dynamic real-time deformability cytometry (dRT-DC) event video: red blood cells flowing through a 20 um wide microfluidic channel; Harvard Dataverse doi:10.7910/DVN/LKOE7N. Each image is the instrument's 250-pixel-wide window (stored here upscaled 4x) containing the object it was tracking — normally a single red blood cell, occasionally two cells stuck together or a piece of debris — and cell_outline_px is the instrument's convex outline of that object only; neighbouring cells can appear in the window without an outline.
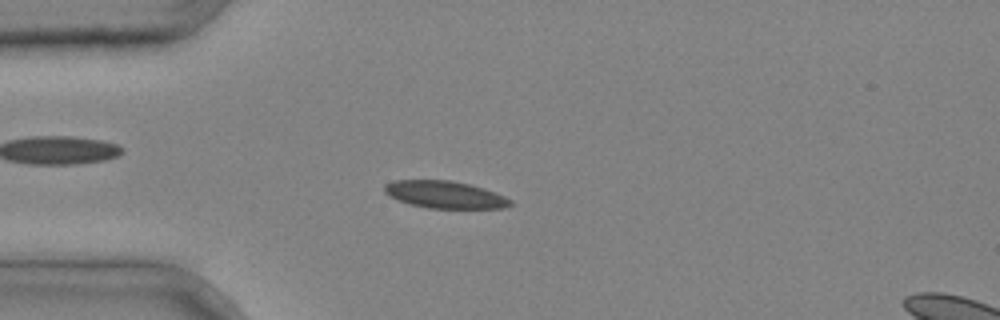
{"species": "common noctule bat (a hibernating species)", "species_latin": "Nyctalus noctula", "temperature_condition": "cold", "stored_images_in_passage": 39, "camera_frame_rate_fps": 3000, "um_per_image_px": 0.085, "animal": {"sex": "male", "body_mass_g": 20.4}, "frame": {"image": 1, "passage_image": 9, "time_ms": 2.667, "image_size_px": [1000, 320], "cell_outline_px": [[512, 204], [504, 208], [428, 208], [412, 204], [388, 196], [384, 192], [384, 184], [396, 180], [452, 180], [484, 188], [504, 196], [512, 200]], "centroid_in_image_um": [37.81, 16.54], "position_along_channel_um": 47.2, "area_um2": 19.88}}
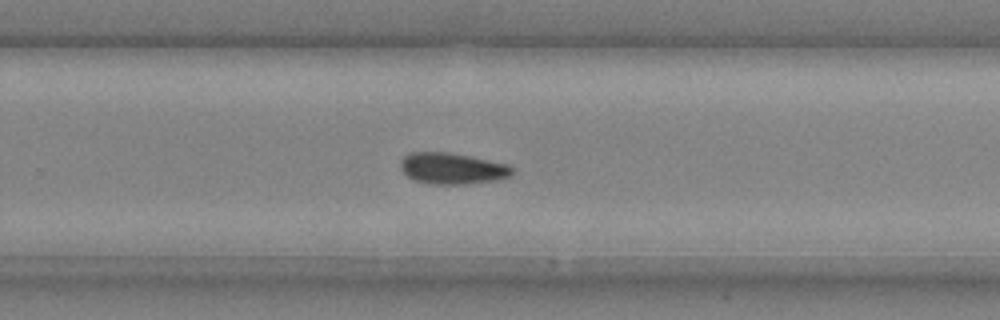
{"frame": {"image": 2, "passage_image": 26, "time_ms": 8.333, "image_size_px": [1000, 320], "cell_outline_px": [[512, 176], [500, 180], [468, 184], [428, 184], [416, 180], [408, 176], [400, 168], [400, 160], [404, 156], [412, 152], [448, 152], [508, 164], [512, 168]], "centroid_in_image_um": [38.45, 14.33], "position_along_channel_um": 291.3, "area_um2": 20.4}}
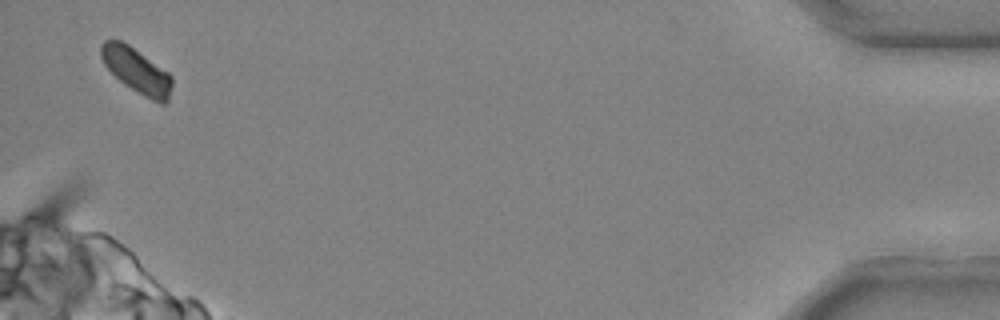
{"frame": {"image": 3, "passage_image": 39, "time_ms": 12.667, "image_size_px": [1000, 320], "cell_outline_px": [[172, 88], [168, 100], [164, 104], [160, 104], [144, 96], [124, 84], [104, 64], [100, 56], [100, 44], [104, 40], [120, 40], [128, 44], [168, 72], [172, 76]], "centroid_in_image_um": [11.62, 6.0], "position_along_channel_um": 423.6, "area_um2": 18.5}}